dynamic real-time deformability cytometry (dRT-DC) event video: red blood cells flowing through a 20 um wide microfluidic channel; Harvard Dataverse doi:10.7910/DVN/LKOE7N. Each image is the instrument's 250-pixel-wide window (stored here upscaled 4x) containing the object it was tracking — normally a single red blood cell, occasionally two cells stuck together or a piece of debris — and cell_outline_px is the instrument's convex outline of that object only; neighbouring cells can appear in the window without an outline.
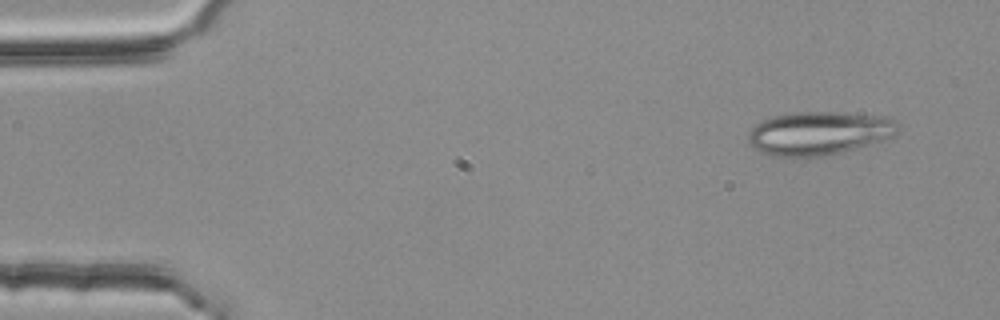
{"species": "common noctule bat (a hibernating species)", "species_latin": "Nyctalus noctula", "temperature_condition": "room temperature", "stored_images_in_passage": 6, "camera_frame_rate_fps": 3000, "um_per_image_px": 0.085, "animal": {"sex": "female", "body_mass_g": 25.1}, "frame": {"image": 1, "passage_image": 1, "time_ms": 0.0, "image_size_px": [1000, 320], "cell_outline_px": [[900, 128], [888, 140], [824, 156], [776, 156], [760, 152], [752, 148], [748, 140], [748, 132], [756, 124], [764, 120], [776, 116], [796, 112], [836, 112], [892, 116], [900, 124]], "centroid_in_image_um": [69.69, 11.31], "position_along_channel_um": 15.3, "area_um2": 38.21}}